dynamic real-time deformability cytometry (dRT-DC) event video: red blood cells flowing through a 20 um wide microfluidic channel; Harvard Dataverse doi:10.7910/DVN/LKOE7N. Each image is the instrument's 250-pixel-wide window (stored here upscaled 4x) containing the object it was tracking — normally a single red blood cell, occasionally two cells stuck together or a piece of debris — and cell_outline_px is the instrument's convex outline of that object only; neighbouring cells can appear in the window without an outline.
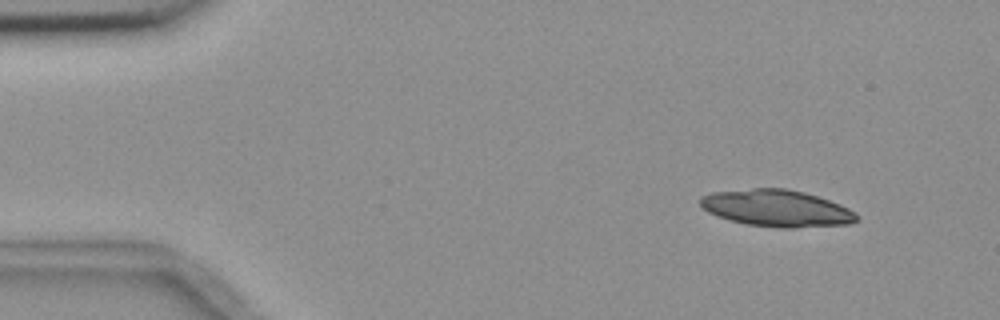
{"species": "common noctule bat (a hibernating species)", "species_latin": "Nyctalus noctula", "temperature_condition": "room temperature", "stored_images_in_passage": 2, "camera_frame_rate_fps": 3000, "um_per_image_px": 0.085, "animal": {"sex": "female", "body_mass_g": 18.4}, "frame": {"image": 1, "passage_image": 1, "time_ms": 0.0, "image_size_px": [1000, 320], "cell_outline_px": [[856, 220], [848, 224], [796, 228], [780, 228], [748, 224], [728, 220], [716, 216], [708, 212], [700, 204], [700, 196], [712, 192], [752, 188], [788, 188], [804, 192], [840, 204], [856, 212]], "centroid_in_image_um": [65.99, 17.7], "position_along_channel_um": 19.0, "area_um2": 33.58}}